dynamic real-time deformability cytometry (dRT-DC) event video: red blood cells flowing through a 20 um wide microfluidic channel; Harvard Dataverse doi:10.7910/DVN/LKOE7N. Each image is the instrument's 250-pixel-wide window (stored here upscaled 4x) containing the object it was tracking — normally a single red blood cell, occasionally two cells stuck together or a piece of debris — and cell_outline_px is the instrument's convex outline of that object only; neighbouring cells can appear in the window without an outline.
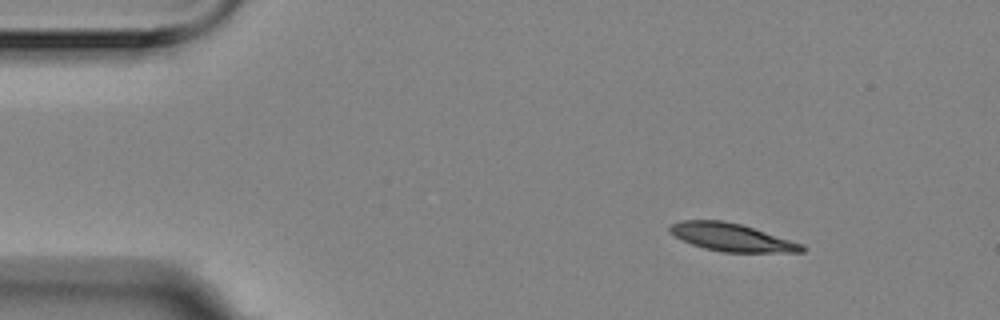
{"species": "Egyptian fruit bat (a non-hibernating species)", "species_latin": "Rousettus aegyptiacus", "temperature_condition": "room temperature", "stored_images_in_passage": 3, "camera_frame_rate_fps": 3000, "um_per_image_px": 0.085, "animal": {"sex": "female"}, "frame": {"image": 1, "passage_image": 1, "time_ms": 0.0, "image_size_px": [1000, 320], "cell_outline_px": [[808, 248], [804, 252], [724, 252], [704, 248], [692, 244], [668, 232], [668, 228], [672, 224], [680, 220], [724, 220], [740, 224], [804, 244]], "centroid_in_image_um": [62.21, 20.17], "position_along_channel_um": 22.8, "area_um2": 21.33}}
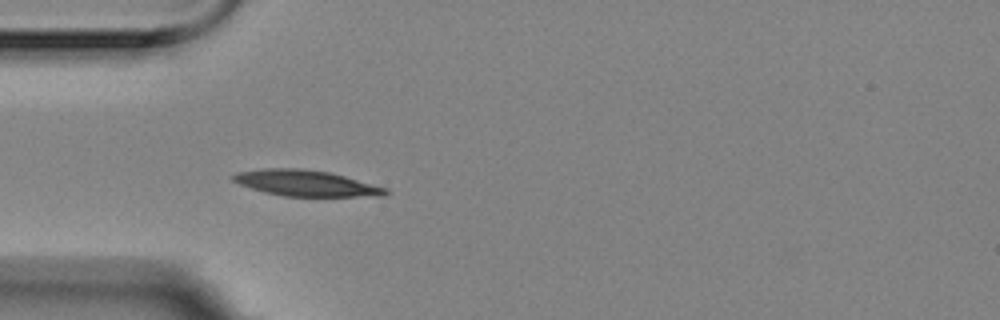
{"frame": {"image": 2, "passage_image": 3, "time_ms": 0.667, "image_size_px": [1000, 320], "cell_outline_px": [[388, 192], [384, 196], [284, 196], [264, 192], [240, 184], [232, 180], [228, 176], [236, 172], [264, 168], [300, 168], [328, 172], [344, 176], [388, 188]], "centroid_in_image_um": [25.96, 15.56], "position_along_channel_um": 59.0, "area_um2": 23.0}}